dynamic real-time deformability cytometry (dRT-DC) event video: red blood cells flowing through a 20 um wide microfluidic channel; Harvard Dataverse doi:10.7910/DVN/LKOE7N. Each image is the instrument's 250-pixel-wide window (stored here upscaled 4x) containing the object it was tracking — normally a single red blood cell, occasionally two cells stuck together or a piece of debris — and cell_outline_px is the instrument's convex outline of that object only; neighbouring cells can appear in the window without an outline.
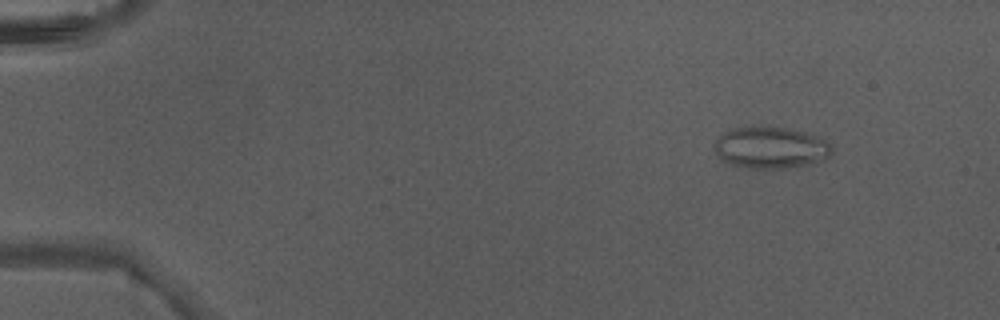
{"species": "Egyptian fruit bat (a non-hibernating species)", "species_latin": "Rousettus aegyptiacus", "temperature_condition": "warm", "stored_images_in_passage": 3, "camera_frame_rate_fps": 3000, "um_per_image_px": 0.085, "animal": {"sex": "male"}, "frame": {"image": 1, "passage_image": 1, "time_ms": 0.0, "image_size_px": [1000, 320], "cell_outline_px": [[832, 152], [824, 160], [804, 164], [772, 168], [748, 168], [732, 164], [724, 160], [716, 152], [712, 144], [724, 132], [732, 128], [788, 128], [804, 132], [816, 136], [824, 140], [832, 148]], "centroid_in_image_um": [65.48, 12.55], "position_along_channel_um": 19.5, "area_um2": 27.57}}